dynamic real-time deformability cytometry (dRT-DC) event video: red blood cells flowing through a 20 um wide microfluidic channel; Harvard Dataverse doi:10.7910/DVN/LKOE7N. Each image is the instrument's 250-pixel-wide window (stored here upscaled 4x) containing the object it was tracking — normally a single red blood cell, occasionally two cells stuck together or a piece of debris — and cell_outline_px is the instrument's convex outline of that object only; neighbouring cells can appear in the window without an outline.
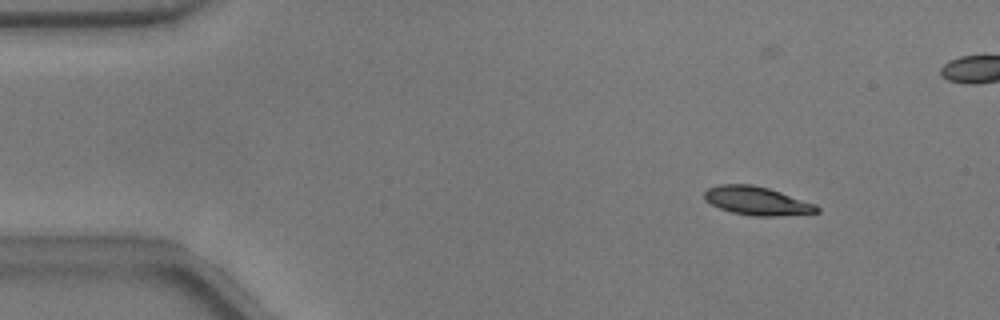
{"species": "common noctule bat (a hibernating species)", "species_latin": "Nyctalus noctula", "temperature_condition": "warm", "stored_images_in_passage": 52, "camera_frame_rate_fps": 3000, "um_per_image_px": 0.085, "animal": {"sex": "male", "body_mass_g": 17.9}, "frame": {"image": 1, "passage_image": 4, "time_ms": 1.0, "image_size_px": [1000, 320], "cell_outline_px": [[820, 212], [776, 216], [752, 216], [732, 212], [720, 208], [704, 200], [704, 192], [708, 188], [720, 184], [752, 184], [768, 188], [816, 204], [820, 208]], "centroid_in_image_um": [64.33, 17.07], "position_along_channel_um": 20.7, "area_um2": 18.61}}
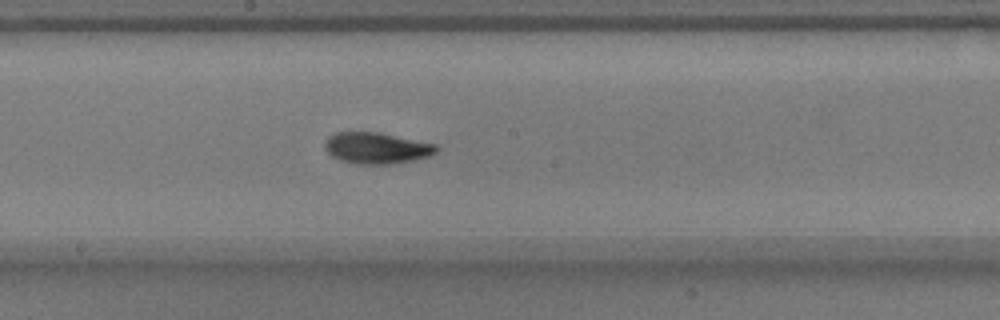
{"frame": {"image": 2, "passage_image": 26, "time_ms": 8.333, "image_size_px": [1000, 320], "cell_outline_px": [[440, 148], [436, 152], [428, 156], [412, 160], [388, 164], [356, 164], [340, 160], [332, 156], [324, 148], [324, 144], [328, 136], [336, 132], [380, 132], [436, 144]], "centroid_in_image_um": [32.0, 12.57], "position_along_channel_um": 216.2, "area_um2": 20.35}}
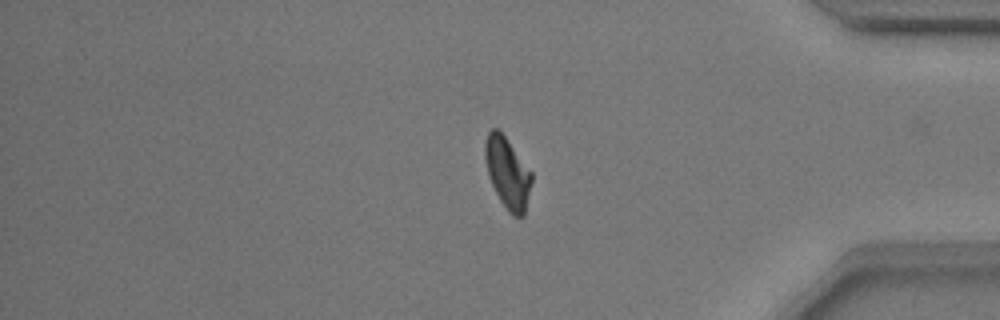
{"frame": {"image": 3, "passage_image": 42, "time_ms": 13.667, "image_size_px": [1000, 320], "cell_outline_px": [[532, 180], [524, 216], [512, 216], [508, 212], [500, 200], [492, 184], [488, 172], [484, 156], [484, 140], [488, 132], [492, 128], [496, 128], [504, 136], [532, 172]], "centroid_in_image_um": [43.13, 14.7], "position_along_channel_um": 392.1, "area_um2": 19.07}, "authors_computed_cell_mechanics": {"area_um2": 19.2474, "velocity_mm_per_s": 3.7773, "shape_relaxation_time_tau1_ms": 4.7413, "shape_relaxation_time_tau2_ms": 1.1544, "deformation_change_tau1": 0.1612, "deformation_change_tau2": 0.0614}}